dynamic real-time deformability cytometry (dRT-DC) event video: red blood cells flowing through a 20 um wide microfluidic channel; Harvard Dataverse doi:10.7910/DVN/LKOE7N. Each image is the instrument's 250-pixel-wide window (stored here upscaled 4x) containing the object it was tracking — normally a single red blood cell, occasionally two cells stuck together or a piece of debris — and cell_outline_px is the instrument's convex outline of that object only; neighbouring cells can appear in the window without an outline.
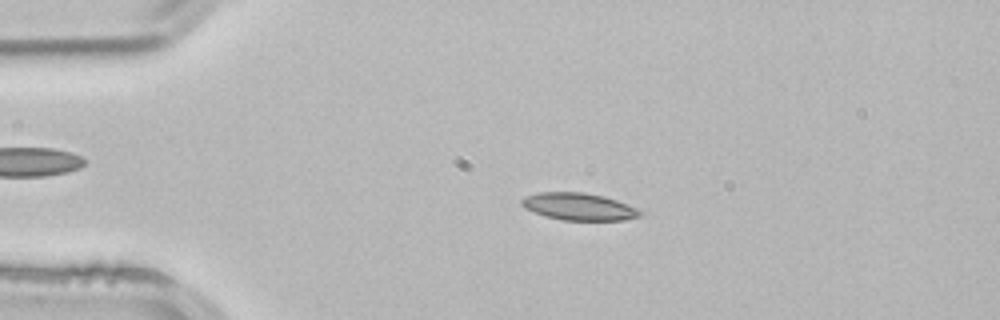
{"species": "common noctule bat (a hibernating species)", "species_latin": "Nyctalus noctula", "temperature_condition": "room temperature", "stored_images_in_passage": 3, "camera_frame_rate_fps": 3000, "um_per_image_px": 0.085, "animal": {"sex": "male", "body_mass_g": 21.5, "forearm_length_mm": 52.0}, "frame": {"image": 1, "passage_image": 2, "time_ms": 0.333, "image_size_px": [1000, 320], "cell_outline_px": [[644, 216], [624, 220], [564, 220], [544, 216], [532, 212], [524, 208], [520, 204], [520, 200], [524, 196], [540, 192], [584, 192], [604, 196], [616, 200], [636, 208], [644, 212]], "centroid_in_image_um": [49.19, 17.56], "position_along_channel_um": 35.8, "area_um2": 19.02}}